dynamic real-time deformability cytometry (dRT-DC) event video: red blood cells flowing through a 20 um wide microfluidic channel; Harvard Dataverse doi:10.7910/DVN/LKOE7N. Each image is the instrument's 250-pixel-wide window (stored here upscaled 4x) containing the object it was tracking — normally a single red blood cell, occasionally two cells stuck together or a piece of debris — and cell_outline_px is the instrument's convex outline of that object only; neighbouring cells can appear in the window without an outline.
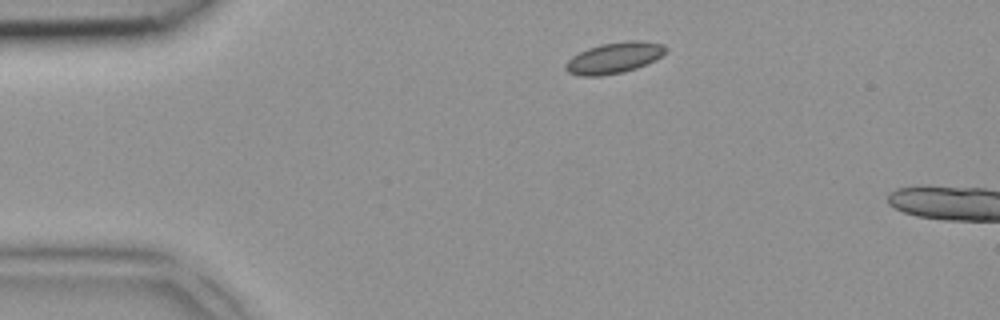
{"species": "common noctule bat (a hibernating species)", "species_latin": "Nyctalus noctula", "temperature_condition": "room temperature", "stored_images_in_passage": 2, "camera_frame_rate_fps": 3000, "um_per_image_px": 0.085, "animal": {"sex": "female", "body_mass_g": 18.4}, "frame": {"image": 1, "passage_image": 1, "time_ms": 0.0, "image_size_px": [1000, 320], "cell_outline_px": [[668, 48], [656, 60], [636, 68], [624, 72], [600, 76], [580, 76], [568, 72], [564, 68], [564, 64], [572, 56], [588, 48], [600, 44], [628, 40], [640, 40], [664, 44]], "centroid_in_image_um": [52.2, 4.91], "position_along_channel_um": 32.8, "area_um2": 18.21}}